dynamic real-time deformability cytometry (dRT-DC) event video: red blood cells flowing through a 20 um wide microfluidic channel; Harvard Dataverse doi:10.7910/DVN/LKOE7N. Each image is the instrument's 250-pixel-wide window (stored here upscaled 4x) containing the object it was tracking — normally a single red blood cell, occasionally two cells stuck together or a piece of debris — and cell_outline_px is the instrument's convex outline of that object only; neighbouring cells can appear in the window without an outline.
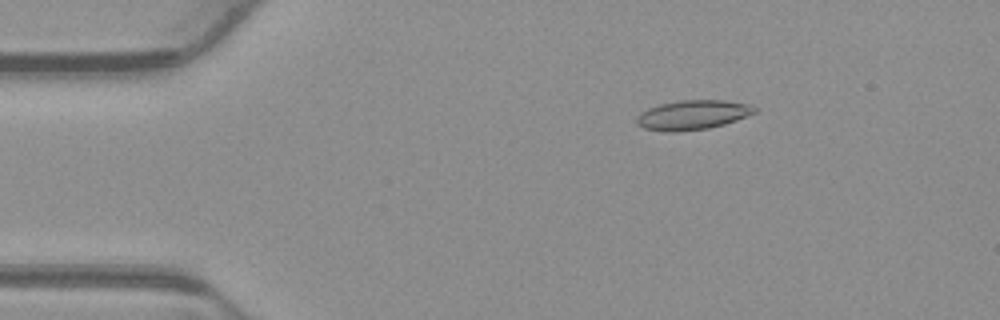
{"species": "common noctule bat (a hibernating species)", "species_latin": "Nyctalus noctula", "temperature_condition": "warm", "stored_images_in_passage": 15, "camera_frame_rate_fps": 3000, "um_per_image_px": 0.085, "animal": {"sex": "male", "body_mass_g": 23.1, "forearm_length_mm": 52.7}, "frame": {"image": 1, "passage_image": 7, "time_ms": 2.0, "image_size_px": [1000, 320], "cell_outline_px": [[756, 112], [736, 120], [724, 124], [708, 128], [676, 132], [668, 132], [644, 128], [636, 124], [636, 116], [640, 112], [648, 108], [660, 104], [680, 100], [724, 100], [748, 104], [756, 108]], "centroid_in_image_um": [58.83, 9.77], "position_along_channel_um": 26.2, "area_um2": 20.23}}